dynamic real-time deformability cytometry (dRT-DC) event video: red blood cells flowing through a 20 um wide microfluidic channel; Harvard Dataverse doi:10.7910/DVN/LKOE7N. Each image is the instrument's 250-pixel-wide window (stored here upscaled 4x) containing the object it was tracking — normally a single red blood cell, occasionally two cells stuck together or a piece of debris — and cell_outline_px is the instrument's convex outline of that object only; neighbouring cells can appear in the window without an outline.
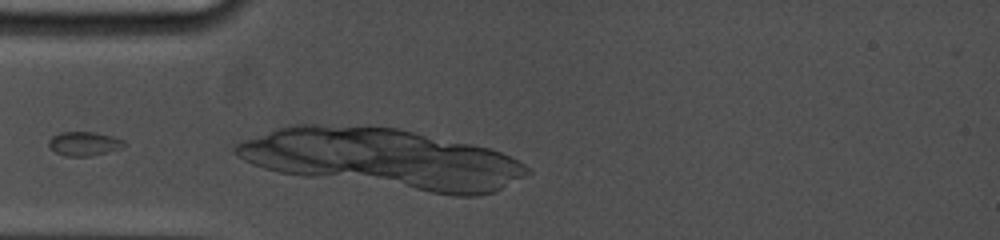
{"species": "common noctule bat (a hibernating species)", "species_latin": "Nyctalus noctula", "temperature_condition": "cold", "stored_images_in_passage": 4, "camera_frame_rate_fps": 5000, "um_per_image_px": 0.085, "animal": {"sex": "female", "body_mass_g": 19.0, "forearm_length_mm": 53.3}, "frame": {"image": 1, "passage_image": 1, "time_ms": 0.0, "image_size_px": [1000, 240], "cell_outline_px": [[124, 148], [108, 152], [88, 156], [64, 156], [56, 152], [48, 144], [48, 140], [52, 136], [60, 132], [96, 132], [112, 136], [124, 140]], "centroid_in_image_um": [7.16, 12.21], "position_along_channel_um": 77.8, "area_um2": 10.58}}